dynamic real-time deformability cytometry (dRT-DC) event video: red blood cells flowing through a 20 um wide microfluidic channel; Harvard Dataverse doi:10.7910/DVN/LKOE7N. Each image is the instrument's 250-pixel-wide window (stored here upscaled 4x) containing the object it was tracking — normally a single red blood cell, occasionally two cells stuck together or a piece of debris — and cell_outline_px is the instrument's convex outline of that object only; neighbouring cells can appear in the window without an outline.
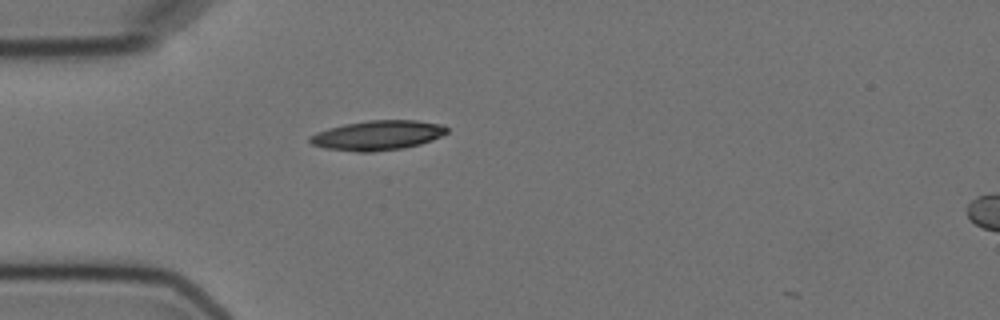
{"species": "Egyptian fruit bat (a non-hibernating species)", "species_latin": "Rousettus aegyptiacus", "temperature_condition": "cold", "stored_images_in_passage": 2, "camera_frame_rate_fps": 3000, "um_per_image_px": 0.085, "animal": {"sex": "female"}, "frame": {"image": 1, "passage_image": 1, "time_ms": 0.0, "image_size_px": [1000, 320], "cell_outline_px": [[448, 132], [432, 140], [420, 144], [404, 148], [372, 152], [360, 152], [324, 148], [312, 144], [308, 140], [308, 136], [316, 132], [328, 128], [344, 124], [368, 120], [416, 120], [440, 124], [448, 128]], "centroid_in_image_um": [32.07, 11.5], "position_along_channel_um": 52.9, "area_um2": 23.76}}